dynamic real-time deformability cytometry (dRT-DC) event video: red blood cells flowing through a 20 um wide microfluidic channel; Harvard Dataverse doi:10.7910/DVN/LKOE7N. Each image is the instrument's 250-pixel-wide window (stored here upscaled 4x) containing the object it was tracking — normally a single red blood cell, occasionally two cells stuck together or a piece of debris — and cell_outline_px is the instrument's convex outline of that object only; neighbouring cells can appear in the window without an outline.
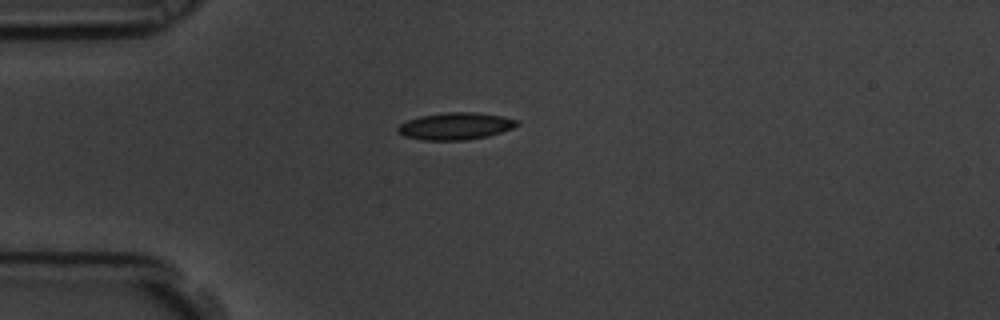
{"species": "common noctule bat (a hibernating species)", "species_latin": "Nyctalus noctula", "temperature_condition": "room temperature", "stored_images_in_passage": 43, "camera_frame_rate_fps": 3000, "um_per_image_px": 0.085, "animal": {"sex": "male", "body_mass_g": 19.5, "forearm_length_mm": 54.6}, "frame": {"image": 1, "passage_image": 1, "time_ms": 0.0, "image_size_px": [1000, 320], "cell_outline_px": [[520, 124], [512, 128], [488, 136], [464, 140], [424, 140], [404, 136], [396, 132], [396, 128], [400, 124], [408, 120], [420, 116], [444, 112], [476, 112], [500, 116], [520, 120]], "centroid_in_image_um": [38.7, 10.71], "position_along_channel_um": 46.3, "area_um2": 18.84}}
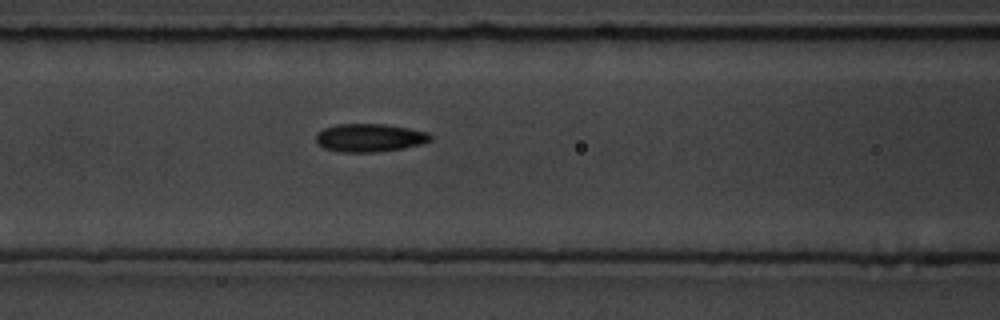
{"frame": {"image": 2, "passage_image": 10, "time_ms": 3.0, "image_size_px": [1000, 320], "cell_outline_px": [[432, 140], [424, 144], [404, 148], [376, 152], [340, 152], [324, 148], [316, 144], [316, 132], [324, 128], [336, 124], [384, 124], [408, 128], [428, 132], [432, 136]], "centroid_in_image_um": [31.42, 11.71], "position_along_channel_um": 135.2, "area_um2": 19.02}}
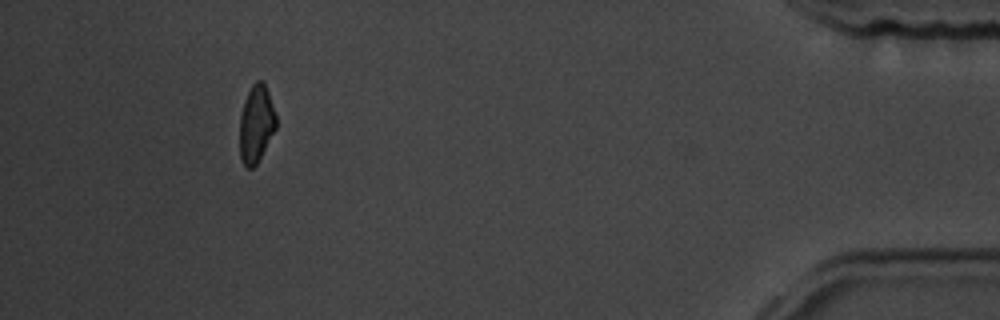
{"frame": {"image": 3, "passage_image": 39, "time_ms": 12.667, "image_size_px": [1000, 320], "cell_outline_px": [[276, 128], [256, 164], [252, 168], [248, 168], [244, 164], [240, 156], [240, 116], [244, 100], [252, 84], [256, 80], [264, 80], [276, 116]], "centroid_in_image_um": [21.77, 10.49], "position_along_channel_um": 413.4, "area_um2": 16.24}, "authors_computed_cell_mechanics": {"area_um2": 18.1492, "velocity_mm_per_s": 3.5396, "shape_relaxation_time_tau1_ms": 9.348, "shape_relaxation_time_tau2_ms": 4.6695, "deformation_change_tau1": 0.1691, "deformation_change_tau2": 0.1124}}